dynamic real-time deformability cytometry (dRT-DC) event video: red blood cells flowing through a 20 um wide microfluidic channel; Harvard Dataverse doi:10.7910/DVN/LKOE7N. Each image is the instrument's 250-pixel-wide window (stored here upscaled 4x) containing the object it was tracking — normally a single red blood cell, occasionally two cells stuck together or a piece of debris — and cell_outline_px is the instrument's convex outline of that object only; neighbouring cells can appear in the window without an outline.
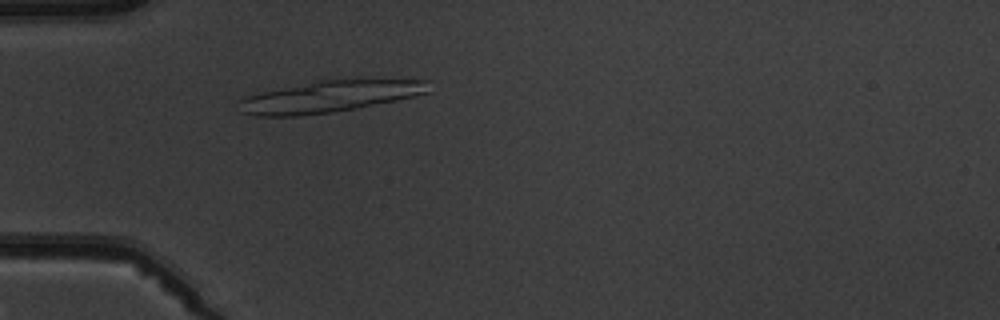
{"species": "common noctule bat (a hibernating species)", "species_latin": "Nyctalus noctula", "temperature_condition": "warm", "stored_images_in_passage": 4, "camera_frame_rate_fps": 3000, "um_per_image_px": 0.085, "animal": {"sex": "male", "body_mass_g": 19.5, "forearm_length_mm": 54.6}, "frame": {"image": 1, "passage_image": 4, "time_ms": 3.333, "image_size_px": [1000, 320], "cell_outline_px": [[428, 92], [396, 100], [356, 108], [332, 112], [296, 116], [256, 116], [240, 112], [236, 100], [260, 92], [316, 80], [428, 80]], "centroid_in_image_um": [27.9, 8.21], "position_along_channel_um": 57.1, "area_um2": 34.56}}